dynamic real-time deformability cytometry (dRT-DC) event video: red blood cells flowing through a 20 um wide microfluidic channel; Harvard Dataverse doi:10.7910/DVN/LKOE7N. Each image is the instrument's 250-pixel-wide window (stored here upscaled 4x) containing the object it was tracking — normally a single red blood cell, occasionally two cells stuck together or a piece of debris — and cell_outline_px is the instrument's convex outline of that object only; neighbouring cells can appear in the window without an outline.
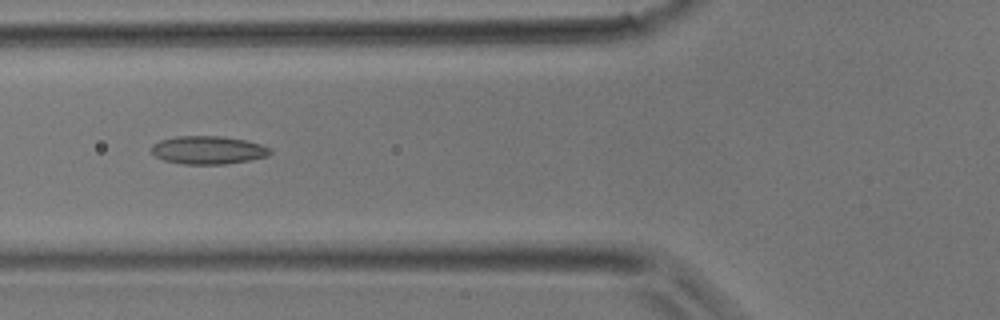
{"species": "common noctule bat (a hibernating species)", "species_latin": "Nyctalus noctula", "temperature_condition": "room temperature", "stored_images_in_passage": 14, "camera_frame_rate_fps": 3000, "um_per_image_px": 0.085, "animal": {"sex": "male", "body_mass_g": 17.9}, "frame": {"image": 1, "passage_image": 12, "time_ms": 3.667, "image_size_px": [1000, 320], "cell_outline_px": [[272, 152], [268, 156], [248, 160], [224, 164], [184, 164], [164, 160], [156, 156], [152, 152], [152, 144], [160, 140], [176, 136], [224, 136], [244, 140], [260, 144], [272, 148]], "centroid_in_image_um": [17.7, 12.75], "position_along_channel_um": 108.1, "area_um2": 19.42}}